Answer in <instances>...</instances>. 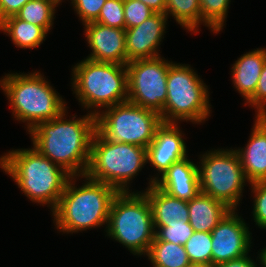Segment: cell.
I'll list each match as a JSON object with an SVG mask.
<instances>
[{
    "instance_id": "cell-34",
    "label": "cell",
    "mask_w": 266,
    "mask_h": 267,
    "mask_svg": "<svg viewBox=\"0 0 266 267\" xmlns=\"http://www.w3.org/2000/svg\"><path fill=\"white\" fill-rule=\"evenodd\" d=\"M215 267H257V264L250 258L249 255L241 257L239 259H234Z\"/></svg>"
},
{
    "instance_id": "cell-17",
    "label": "cell",
    "mask_w": 266,
    "mask_h": 267,
    "mask_svg": "<svg viewBox=\"0 0 266 267\" xmlns=\"http://www.w3.org/2000/svg\"><path fill=\"white\" fill-rule=\"evenodd\" d=\"M236 151L248 183L266 181V117L255 116L247 146Z\"/></svg>"
},
{
    "instance_id": "cell-31",
    "label": "cell",
    "mask_w": 266,
    "mask_h": 267,
    "mask_svg": "<svg viewBox=\"0 0 266 267\" xmlns=\"http://www.w3.org/2000/svg\"><path fill=\"white\" fill-rule=\"evenodd\" d=\"M106 0H71L73 8L83 25L95 21Z\"/></svg>"
},
{
    "instance_id": "cell-15",
    "label": "cell",
    "mask_w": 266,
    "mask_h": 267,
    "mask_svg": "<svg viewBox=\"0 0 266 267\" xmlns=\"http://www.w3.org/2000/svg\"><path fill=\"white\" fill-rule=\"evenodd\" d=\"M182 134L176 123H162L146 148L147 163L149 162L161 174L160 176L173 163L188 157Z\"/></svg>"
},
{
    "instance_id": "cell-33",
    "label": "cell",
    "mask_w": 266,
    "mask_h": 267,
    "mask_svg": "<svg viewBox=\"0 0 266 267\" xmlns=\"http://www.w3.org/2000/svg\"><path fill=\"white\" fill-rule=\"evenodd\" d=\"M28 1L30 0H0V22L10 16H15Z\"/></svg>"
},
{
    "instance_id": "cell-5",
    "label": "cell",
    "mask_w": 266,
    "mask_h": 267,
    "mask_svg": "<svg viewBox=\"0 0 266 267\" xmlns=\"http://www.w3.org/2000/svg\"><path fill=\"white\" fill-rule=\"evenodd\" d=\"M72 73L73 93L81 106L93 109L89 113L94 116L102 107L109 108L128 100L126 65L85 58L73 67Z\"/></svg>"
},
{
    "instance_id": "cell-20",
    "label": "cell",
    "mask_w": 266,
    "mask_h": 267,
    "mask_svg": "<svg viewBox=\"0 0 266 267\" xmlns=\"http://www.w3.org/2000/svg\"><path fill=\"white\" fill-rule=\"evenodd\" d=\"M188 210L193 230L210 233L232 211L225 203L201 192L188 201Z\"/></svg>"
},
{
    "instance_id": "cell-28",
    "label": "cell",
    "mask_w": 266,
    "mask_h": 267,
    "mask_svg": "<svg viewBox=\"0 0 266 267\" xmlns=\"http://www.w3.org/2000/svg\"><path fill=\"white\" fill-rule=\"evenodd\" d=\"M94 22L112 28L125 29L124 0H106Z\"/></svg>"
},
{
    "instance_id": "cell-35",
    "label": "cell",
    "mask_w": 266,
    "mask_h": 267,
    "mask_svg": "<svg viewBox=\"0 0 266 267\" xmlns=\"http://www.w3.org/2000/svg\"><path fill=\"white\" fill-rule=\"evenodd\" d=\"M148 7H150L155 13L165 14L166 0H139Z\"/></svg>"
},
{
    "instance_id": "cell-37",
    "label": "cell",
    "mask_w": 266,
    "mask_h": 267,
    "mask_svg": "<svg viewBox=\"0 0 266 267\" xmlns=\"http://www.w3.org/2000/svg\"><path fill=\"white\" fill-rule=\"evenodd\" d=\"M190 267H215V266L207 264H192Z\"/></svg>"
},
{
    "instance_id": "cell-7",
    "label": "cell",
    "mask_w": 266,
    "mask_h": 267,
    "mask_svg": "<svg viewBox=\"0 0 266 267\" xmlns=\"http://www.w3.org/2000/svg\"><path fill=\"white\" fill-rule=\"evenodd\" d=\"M146 163V148L109 141L95 131L85 175L112 186L118 192H131L128 184Z\"/></svg>"
},
{
    "instance_id": "cell-14",
    "label": "cell",
    "mask_w": 266,
    "mask_h": 267,
    "mask_svg": "<svg viewBox=\"0 0 266 267\" xmlns=\"http://www.w3.org/2000/svg\"><path fill=\"white\" fill-rule=\"evenodd\" d=\"M83 26L86 41L92 50L87 59L127 65L125 29L112 28L94 21Z\"/></svg>"
},
{
    "instance_id": "cell-4",
    "label": "cell",
    "mask_w": 266,
    "mask_h": 267,
    "mask_svg": "<svg viewBox=\"0 0 266 267\" xmlns=\"http://www.w3.org/2000/svg\"><path fill=\"white\" fill-rule=\"evenodd\" d=\"M40 72L9 73L0 86L10 102L16 120L26 122L30 132L41 122L58 117L66 110V102Z\"/></svg>"
},
{
    "instance_id": "cell-25",
    "label": "cell",
    "mask_w": 266,
    "mask_h": 267,
    "mask_svg": "<svg viewBox=\"0 0 266 267\" xmlns=\"http://www.w3.org/2000/svg\"><path fill=\"white\" fill-rule=\"evenodd\" d=\"M212 238L210 232L194 231L184 244L191 264L212 265Z\"/></svg>"
},
{
    "instance_id": "cell-36",
    "label": "cell",
    "mask_w": 266,
    "mask_h": 267,
    "mask_svg": "<svg viewBox=\"0 0 266 267\" xmlns=\"http://www.w3.org/2000/svg\"><path fill=\"white\" fill-rule=\"evenodd\" d=\"M259 263L263 265V267H266V247L259 252Z\"/></svg>"
},
{
    "instance_id": "cell-11",
    "label": "cell",
    "mask_w": 266,
    "mask_h": 267,
    "mask_svg": "<svg viewBox=\"0 0 266 267\" xmlns=\"http://www.w3.org/2000/svg\"><path fill=\"white\" fill-rule=\"evenodd\" d=\"M163 57L136 59L126 65L128 100L161 114L167 99V74L172 62Z\"/></svg>"
},
{
    "instance_id": "cell-1",
    "label": "cell",
    "mask_w": 266,
    "mask_h": 267,
    "mask_svg": "<svg viewBox=\"0 0 266 267\" xmlns=\"http://www.w3.org/2000/svg\"><path fill=\"white\" fill-rule=\"evenodd\" d=\"M64 110L55 119L41 122L28 134L33 147L71 176H84L88 169L96 116L66 119ZM75 118V119H74Z\"/></svg>"
},
{
    "instance_id": "cell-9",
    "label": "cell",
    "mask_w": 266,
    "mask_h": 267,
    "mask_svg": "<svg viewBox=\"0 0 266 267\" xmlns=\"http://www.w3.org/2000/svg\"><path fill=\"white\" fill-rule=\"evenodd\" d=\"M162 123L156 111L126 101L100 111L96 131L109 141L147 148Z\"/></svg>"
},
{
    "instance_id": "cell-23",
    "label": "cell",
    "mask_w": 266,
    "mask_h": 267,
    "mask_svg": "<svg viewBox=\"0 0 266 267\" xmlns=\"http://www.w3.org/2000/svg\"><path fill=\"white\" fill-rule=\"evenodd\" d=\"M165 14L174 17L180 26L194 33L199 31L202 23L200 0H166Z\"/></svg>"
},
{
    "instance_id": "cell-8",
    "label": "cell",
    "mask_w": 266,
    "mask_h": 267,
    "mask_svg": "<svg viewBox=\"0 0 266 267\" xmlns=\"http://www.w3.org/2000/svg\"><path fill=\"white\" fill-rule=\"evenodd\" d=\"M208 90L190 65L172 62L167 74V99L160 114L162 122L178 124L183 120L199 124L208 119Z\"/></svg>"
},
{
    "instance_id": "cell-26",
    "label": "cell",
    "mask_w": 266,
    "mask_h": 267,
    "mask_svg": "<svg viewBox=\"0 0 266 267\" xmlns=\"http://www.w3.org/2000/svg\"><path fill=\"white\" fill-rule=\"evenodd\" d=\"M231 0H200L202 23L212 32L223 29Z\"/></svg>"
},
{
    "instance_id": "cell-16",
    "label": "cell",
    "mask_w": 266,
    "mask_h": 267,
    "mask_svg": "<svg viewBox=\"0 0 266 267\" xmlns=\"http://www.w3.org/2000/svg\"><path fill=\"white\" fill-rule=\"evenodd\" d=\"M156 176L149 187L155 184L170 196L189 201L200 192L198 167L187 157L173 163L160 178Z\"/></svg>"
},
{
    "instance_id": "cell-6",
    "label": "cell",
    "mask_w": 266,
    "mask_h": 267,
    "mask_svg": "<svg viewBox=\"0 0 266 267\" xmlns=\"http://www.w3.org/2000/svg\"><path fill=\"white\" fill-rule=\"evenodd\" d=\"M107 236L124 245L134 255L148 253L155 239L152 209L147 196L139 192H118L114 197L106 227Z\"/></svg>"
},
{
    "instance_id": "cell-21",
    "label": "cell",
    "mask_w": 266,
    "mask_h": 267,
    "mask_svg": "<svg viewBox=\"0 0 266 267\" xmlns=\"http://www.w3.org/2000/svg\"><path fill=\"white\" fill-rule=\"evenodd\" d=\"M0 30L10 36L16 47L22 49L39 47L48 33L43 27L19 19L16 15L1 21Z\"/></svg>"
},
{
    "instance_id": "cell-30",
    "label": "cell",
    "mask_w": 266,
    "mask_h": 267,
    "mask_svg": "<svg viewBox=\"0 0 266 267\" xmlns=\"http://www.w3.org/2000/svg\"><path fill=\"white\" fill-rule=\"evenodd\" d=\"M254 193L253 219L260 229H266V181L249 183Z\"/></svg>"
},
{
    "instance_id": "cell-12",
    "label": "cell",
    "mask_w": 266,
    "mask_h": 267,
    "mask_svg": "<svg viewBox=\"0 0 266 267\" xmlns=\"http://www.w3.org/2000/svg\"><path fill=\"white\" fill-rule=\"evenodd\" d=\"M211 238L213 266L239 259L251 251V232L236 210L218 223L211 231Z\"/></svg>"
},
{
    "instance_id": "cell-18",
    "label": "cell",
    "mask_w": 266,
    "mask_h": 267,
    "mask_svg": "<svg viewBox=\"0 0 266 267\" xmlns=\"http://www.w3.org/2000/svg\"><path fill=\"white\" fill-rule=\"evenodd\" d=\"M266 62V49L258 48L246 52L232 66L234 88L247 102L255 93L258 80Z\"/></svg>"
},
{
    "instance_id": "cell-10",
    "label": "cell",
    "mask_w": 266,
    "mask_h": 267,
    "mask_svg": "<svg viewBox=\"0 0 266 267\" xmlns=\"http://www.w3.org/2000/svg\"><path fill=\"white\" fill-rule=\"evenodd\" d=\"M198 165L200 192L237 210L247 178L235 149L208 151Z\"/></svg>"
},
{
    "instance_id": "cell-2",
    "label": "cell",
    "mask_w": 266,
    "mask_h": 267,
    "mask_svg": "<svg viewBox=\"0 0 266 267\" xmlns=\"http://www.w3.org/2000/svg\"><path fill=\"white\" fill-rule=\"evenodd\" d=\"M0 168L32 202L48 205L53 211L71 175L34 147L16 149L0 157Z\"/></svg>"
},
{
    "instance_id": "cell-22",
    "label": "cell",
    "mask_w": 266,
    "mask_h": 267,
    "mask_svg": "<svg viewBox=\"0 0 266 267\" xmlns=\"http://www.w3.org/2000/svg\"><path fill=\"white\" fill-rule=\"evenodd\" d=\"M146 255L152 266L190 267L192 265L182 244L153 240Z\"/></svg>"
},
{
    "instance_id": "cell-13",
    "label": "cell",
    "mask_w": 266,
    "mask_h": 267,
    "mask_svg": "<svg viewBox=\"0 0 266 267\" xmlns=\"http://www.w3.org/2000/svg\"><path fill=\"white\" fill-rule=\"evenodd\" d=\"M167 19L166 14L154 13L140 25L125 29L127 63L160 57L158 46L166 33Z\"/></svg>"
},
{
    "instance_id": "cell-27",
    "label": "cell",
    "mask_w": 266,
    "mask_h": 267,
    "mask_svg": "<svg viewBox=\"0 0 266 267\" xmlns=\"http://www.w3.org/2000/svg\"><path fill=\"white\" fill-rule=\"evenodd\" d=\"M155 239L172 242L174 244L184 245L194 233L193 228L188 221L175 220L173 223H167L165 227H154ZM158 228V229H157Z\"/></svg>"
},
{
    "instance_id": "cell-24",
    "label": "cell",
    "mask_w": 266,
    "mask_h": 267,
    "mask_svg": "<svg viewBox=\"0 0 266 267\" xmlns=\"http://www.w3.org/2000/svg\"><path fill=\"white\" fill-rule=\"evenodd\" d=\"M61 2L62 0H30L22 6L16 16L49 32L53 26L55 9Z\"/></svg>"
},
{
    "instance_id": "cell-19",
    "label": "cell",
    "mask_w": 266,
    "mask_h": 267,
    "mask_svg": "<svg viewBox=\"0 0 266 267\" xmlns=\"http://www.w3.org/2000/svg\"><path fill=\"white\" fill-rule=\"evenodd\" d=\"M151 205L154 227H165L175 220H189L188 201L182 200L158 188L155 184L143 192Z\"/></svg>"
},
{
    "instance_id": "cell-3",
    "label": "cell",
    "mask_w": 266,
    "mask_h": 267,
    "mask_svg": "<svg viewBox=\"0 0 266 267\" xmlns=\"http://www.w3.org/2000/svg\"><path fill=\"white\" fill-rule=\"evenodd\" d=\"M82 186H75L77 176H71L58 205L52 211L56 229L76 233L100 227L108 223L110 207L118 191L103 182L89 179L86 175ZM74 181V182H73Z\"/></svg>"
},
{
    "instance_id": "cell-32",
    "label": "cell",
    "mask_w": 266,
    "mask_h": 267,
    "mask_svg": "<svg viewBox=\"0 0 266 267\" xmlns=\"http://www.w3.org/2000/svg\"><path fill=\"white\" fill-rule=\"evenodd\" d=\"M256 108V116L266 117V62L263 65L254 95L246 102Z\"/></svg>"
},
{
    "instance_id": "cell-29",
    "label": "cell",
    "mask_w": 266,
    "mask_h": 267,
    "mask_svg": "<svg viewBox=\"0 0 266 267\" xmlns=\"http://www.w3.org/2000/svg\"><path fill=\"white\" fill-rule=\"evenodd\" d=\"M155 12L139 0H124L125 29L136 27Z\"/></svg>"
}]
</instances>
